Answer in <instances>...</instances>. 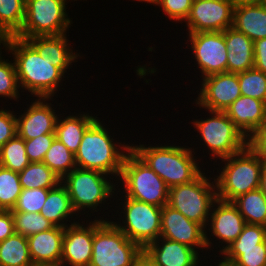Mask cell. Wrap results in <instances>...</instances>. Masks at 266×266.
Masks as SVG:
<instances>
[{
  "mask_svg": "<svg viewBox=\"0 0 266 266\" xmlns=\"http://www.w3.org/2000/svg\"><path fill=\"white\" fill-rule=\"evenodd\" d=\"M0 53V97H8L10 100L18 101L20 97V86L16 73L14 60L2 59Z\"/></svg>",
  "mask_w": 266,
  "mask_h": 266,
  "instance_id": "37",
  "label": "cell"
},
{
  "mask_svg": "<svg viewBox=\"0 0 266 266\" xmlns=\"http://www.w3.org/2000/svg\"><path fill=\"white\" fill-rule=\"evenodd\" d=\"M232 203L237 207L246 224L266 226V196L259 188L240 195Z\"/></svg>",
  "mask_w": 266,
  "mask_h": 266,
  "instance_id": "28",
  "label": "cell"
},
{
  "mask_svg": "<svg viewBox=\"0 0 266 266\" xmlns=\"http://www.w3.org/2000/svg\"><path fill=\"white\" fill-rule=\"evenodd\" d=\"M41 215L49 220L54 226L65 228L68 225L79 222L75 220L73 215L78 216L73 209L71 199L68 195L66 187L59 183L55 188L49 189L47 199L42 206ZM74 218L70 224L68 219ZM76 221V222H75Z\"/></svg>",
  "mask_w": 266,
  "mask_h": 266,
  "instance_id": "26",
  "label": "cell"
},
{
  "mask_svg": "<svg viewBox=\"0 0 266 266\" xmlns=\"http://www.w3.org/2000/svg\"><path fill=\"white\" fill-rule=\"evenodd\" d=\"M160 237L185 244L193 249L206 247L205 229L198 223L187 219L181 212L169 205L162 207Z\"/></svg>",
  "mask_w": 266,
  "mask_h": 266,
  "instance_id": "17",
  "label": "cell"
},
{
  "mask_svg": "<svg viewBox=\"0 0 266 266\" xmlns=\"http://www.w3.org/2000/svg\"><path fill=\"white\" fill-rule=\"evenodd\" d=\"M259 189L266 196V160L263 163V168H262V171H261Z\"/></svg>",
  "mask_w": 266,
  "mask_h": 266,
  "instance_id": "46",
  "label": "cell"
},
{
  "mask_svg": "<svg viewBox=\"0 0 266 266\" xmlns=\"http://www.w3.org/2000/svg\"><path fill=\"white\" fill-rule=\"evenodd\" d=\"M43 163L47 165L61 180L75 169V154H73L57 138L46 152Z\"/></svg>",
  "mask_w": 266,
  "mask_h": 266,
  "instance_id": "31",
  "label": "cell"
},
{
  "mask_svg": "<svg viewBox=\"0 0 266 266\" xmlns=\"http://www.w3.org/2000/svg\"><path fill=\"white\" fill-rule=\"evenodd\" d=\"M195 106L212 111H225L241 96L237 73H219L205 77Z\"/></svg>",
  "mask_w": 266,
  "mask_h": 266,
  "instance_id": "15",
  "label": "cell"
},
{
  "mask_svg": "<svg viewBox=\"0 0 266 266\" xmlns=\"http://www.w3.org/2000/svg\"><path fill=\"white\" fill-rule=\"evenodd\" d=\"M67 34L35 36L25 40L38 52V54L52 61L64 74L70 69L72 63L81 58L79 53L73 52L71 44L68 43ZM71 47V48H70Z\"/></svg>",
  "mask_w": 266,
  "mask_h": 266,
  "instance_id": "23",
  "label": "cell"
},
{
  "mask_svg": "<svg viewBox=\"0 0 266 266\" xmlns=\"http://www.w3.org/2000/svg\"><path fill=\"white\" fill-rule=\"evenodd\" d=\"M17 135V119L14 111L0 109V145Z\"/></svg>",
  "mask_w": 266,
  "mask_h": 266,
  "instance_id": "41",
  "label": "cell"
},
{
  "mask_svg": "<svg viewBox=\"0 0 266 266\" xmlns=\"http://www.w3.org/2000/svg\"><path fill=\"white\" fill-rule=\"evenodd\" d=\"M210 117L191 122L201 134L208 154L214 160L237 154L249 145V140L236 127L225 111L208 110Z\"/></svg>",
  "mask_w": 266,
  "mask_h": 266,
  "instance_id": "9",
  "label": "cell"
},
{
  "mask_svg": "<svg viewBox=\"0 0 266 266\" xmlns=\"http://www.w3.org/2000/svg\"><path fill=\"white\" fill-rule=\"evenodd\" d=\"M225 113L250 140L266 119V103L241 95L225 110Z\"/></svg>",
  "mask_w": 266,
  "mask_h": 266,
  "instance_id": "22",
  "label": "cell"
},
{
  "mask_svg": "<svg viewBox=\"0 0 266 266\" xmlns=\"http://www.w3.org/2000/svg\"><path fill=\"white\" fill-rule=\"evenodd\" d=\"M233 0H200L192 3L185 21L188 33L218 32L232 27Z\"/></svg>",
  "mask_w": 266,
  "mask_h": 266,
  "instance_id": "13",
  "label": "cell"
},
{
  "mask_svg": "<svg viewBox=\"0 0 266 266\" xmlns=\"http://www.w3.org/2000/svg\"><path fill=\"white\" fill-rule=\"evenodd\" d=\"M58 116L55 134L56 138L62 142L73 154L80 146V142L88 127L98 118L89 113H79L63 118ZM80 115V116H79Z\"/></svg>",
  "mask_w": 266,
  "mask_h": 266,
  "instance_id": "27",
  "label": "cell"
},
{
  "mask_svg": "<svg viewBox=\"0 0 266 266\" xmlns=\"http://www.w3.org/2000/svg\"><path fill=\"white\" fill-rule=\"evenodd\" d=\"M136 1H139V2H147V3H150V4L152 3L155 6H156V4L158 2V0H136Z\"/></svg>",
  "mask_w": 266,
  "mask_h": 266,
  "instance_id": "49",
  "label": "cell"
},
{
  "mask_svg": "<svg viewBox=\"0 0 266 266\" xmlns=\"http://www.w3.org/2000/svg\"><path fill=\"white\" fill-rule=\"evenodd\" d=\"M81 223L77 222L64 228L60 266L90 265L93 253V221L84 224L82 220Z\"/></svg>",
  "mask_w": 266,
  "mask_h": 266,
  "instance_id": "20",
  "label": "cell"
},
{
  "mask_svg": "<svg viewBox=\"0 0 266 266\" xmlns=\"http://www.w3.org/2000/svg\"><path fill=\"white\" fill-rule=\"evenodd\" d=\"M221 258L223 259L222 260L220 259L218 265L216 266H239L236 262L228 260L224 256Z\"/></svg>",
  "mask_w": 266,
  "mask_h": 266,
  "instance_id": "47",
  "label": "cell"
},
{
  "mask_svg": "<svg viewBox=\"0 0 266 266\" xmlns=\"http://www.w3.org/2000/svg\"><path fill=\"white\" fill-rule=\"evenodd\" d=\"M254 68L266 73V38L254 42Z\"/></svg>",
  "mask_w": 266,
  "mask_h": 266,
  "instance_id": "43",
  "label": "cell"
},
{
  "mask_svg": "<svg viewBox=\"0 0 266 266\" xmlns=\"http://www.w3.org/2000/svg\"><path fill=\"white\" fill-rule=\"evenodd\" d=\"M14 233V220L11 210H0V242Z\"/></svg>",
  "mask_w": 266,
  "mask_h": 266,
  "instance_id": "42",
  "label": "cell"
},
{
  "mask_svg": "<svg viewBox=\"0 0 266 266\" xmlns=\"http://www.w3.org/2000/svg\"><path fill=\"white\" fill-rule=\"evenodd\" d=\"M123 197L124 202H120L123 204H119V206L123 205L119 207L122 209L120 214L122 213L124 216L119 214V217L123 222H112L129 240L144 249L160 237L162 207L137 201L127 196Z\"/></svg>",
  "mask_w": 266,
  "mask_h": 266,
  "instance_id": "10",
  "label": "cell"
},
{
  "mask_svg": "<svg viewBox=\"0 0 266 266\" xmlns=\"http://www.w3.org/2000/svg\"><path fill=\"white\" fill-rule=\"evenodd\" d=\"M14 231L24 237L47 231L54 225L43 215L37 212H12Z\"/></svg>",
  "mask_w": 266,
  "mask_h": 266,
  "instance_id": "35",
  "label": "cell"
},
{
  "mask_svg": "<svg viewBox=\"0 0 266 266\" xmlns=\"http://www.w3.org/2000/svg\"><path fill=\"white\" fill-rule=\"evenodd\" d=\"M131 145V150L145 162L168 188L195 180L202 172L192 147Z\"/></svg>",
  "mask_w": 266,
  "mask_h": 266,
  "instance_id": "3",
  "label": "cell"
},
{
  "mask_svg": "<svg viewBox=\"0 0 266 266\" xmlns=\"http://www.w3.org/2000/svg\"><path fill=\"white\" fill-rule=\"evenodd\" d=\"M199 258L198 250L163 237L143 249L145 266H198L202 263Z\"/></svg>",
  "mask_w": 266,
  "mask_h": 266,
  "instance_id": "18",
  "label": "cell"
},
{
  "mask_svg": "<svg viewBox=\"0 0 266 266\" xmlns=\"http://www.w3.org/2000/svg\"><path fill=\"white\" fill-rule=\"evenodd\" d=\"M26 0H0V23L12 35L16 36L25 20Z\"/></svg>",
  "mask_w": 266,
  "mask_h": 266,
  "instance_id": "33",
  "label": "cell"
},
{
  "mask_svg": "<svg viewBox=\"0 0 266 266\" xmlns=\"http://www.w3.org/2000/svg\"><path fill=\"white\" fill-rule=\"evenodd\" d=\"M56 134H45L25 140L26 155L30 162H43L46 152L51 147Z\"/></svg>",
  "mask_w": 266,
  "mask_h": 266,
  "instance_id": "39",
  "label": "cell"
},
{
  "mask_svg": "<svg viewBox=\"0 0 266 266\" xmlns=\"http://www.w3.org/2000/svg\"><path fill=\"white\" fill-rule=\"evenodd\" d=\"M30 163L26 155L25 140L18 135L1 146L0 166L21 172Z\"/></svg>",
  "mask_w": 266,
  "mask_h": 266,
  "instance_id": "32",
  "label": "cell"
},
{
  "mask_svg": "<svg viewBox=\"0 0 266 266\" xmlns=\"http://www.w3.org/2000/svg\"><path fill=\"white\" fill-rule=\"evenodd\" d=\"M49 99V100H48ZM52 98L38 97L31 102L27 110L16 114L17 135L24 140H30L40 135L55 134L58 114L52 107ZM48 101V102H47Z\"/></svg>",
  "mask_w": 266,
  "mask_h": 266,
  "instance_id": "19",
  "label": "cell"
},
{
  "mask_svg": "<svg viewBox=\"0 0 266 266\" xmlns=\"http://www.w3.org/2000/svg\"><path fill=\"white\" fill-rule=\"evenodd\" d=\"M213 180L214 183L210 182L209 177L202 172L192 182L169 188L167 205L206 229L212 206L218 199Z\"/></svg>",
  "mask_w": 266,
  "mask_h": 266,
  "instance_id": "8",
  "label": "cell"
},
{
  "mask_svg": "<svg viewBox=\"0 0 266 266\" xmlns=\"http://www.w3.org/2000/svg\"><path fill=\"white\" fill-rule=\"evenodd\" d=\"M236 4L262 3L263 0H233Z\"/></svg>",
  "mask_w": 266,
  "mask_h": 266,
  "instance_id": "48",
  "label": "cell"
},
{
  "mask_svg": "<svg viewBox=\"0 0 266 266\" xmlns=\"http://www.w3.org/2000/svg\"><path fill=\"white\" fill-rule=\"evenodd\" d=\"M67 0H26L25 20L16 37L66 34L72 20L66 12Z\"/></svg>",
  "mask_w": 266,
  "mask_h": 266,
  "instance_id": "11",
  "label": "cell"
},
{
  "mask_svg": "<svg viewBox=\"0 0 266 266\" xmlns=\"http://www.w3.org/2000/svg\"><path fill=\"white\" fill-rule=\"evenodd\" d=\"M232 27L253 42L266 38V5L263 3L236 4Z\"/></svg>",
  "mask_w": 266,
  "mask_h": 266,
  "instance_id": "25",
  "label": "cell"
},
{
  "mask_svg": "<svg viewBox=\"0 0 266 266\" xmlns=\"http://www.w3.org/2000/svg\"><path fill=\"white\" fill-rule=\"evenodd\" d=\"M64 228H53L27 237L29 255L34 266H60Z\"/></svg>",
  "mask_w": 266,
  "mask_h": 266,
  "instance_id": "21",
  "label": "cell"
},
{
  "mask_svg": "<svg viewBox=\"0 0 266 266\" xmlns=\"http://www.w3.org/2000/svg\"><path fill=\"white\" fill-rule=\"evenodd\" d=\"M187 34L191 43V54H193L192 57H195L202 79L227 72L228 51L224 40V31Z\"/></svg>",
  "mask_w": 266,
  "mask_h": 266,
  "instance_id": "12",
  "label": "cell"
},
{
  "mask_svg": "<svg viewBox=\"0 0 266 266\" xmlns=\"http://www.w3.org/2000/svg\"><path fill=\"white\" fill-rule=\"evenodd\" d=\"M224 40L228 73H240L254 67V42L249 37L230 27L224 30Z\"/></svg>",
  "mask_w": 266,
  "mask_h": 266,
  "instance_id": "24",
  "label": "cell"
},
{
  "mask_svg": "<svg viewBox=\"0 0 266 266\" xmlns=\"http://www.w3.org/2000/svg\"><path fill=\"white\" fill-rule=\"evenodd\" d=\"M249 145L260 152L266 160V119L257 132L250 138Z\"/></svg>",
  "mask_w": 266,
  "mask_h": 266,
  "instance_id": "44",
  "label": "cell"
},
{
  "mask_svg": "<svg viewBox=\"0 0 266 266\" xmlns=\"http://www.w3.org/2000/svg\"><path fill=\"white\" fill-rule=\"evenodd\" d=\"M120 180V181H119ZM123 189L122 196H127L137 201L163 207L168 202V190L165 182L132 150L123 161L120 177L118 179Z\"/></svg>",
  "mask_w": 266,
  "mask_h": 266,
  "instance_id": "6",
  "label": "cell"
},
{
  "mask_svg": "<svg viewBox=\"0 0 266 266\" xmlns=\"http://www.w3.org/2000/svg\"><path fill=\"white\" fill-rule=\"evenodd\" d=\"M224 167L215 175L217 198L232 202L240 195L258 189L264 156L250 145L237 154L221 159Z\"/></svg>",
  "mask_w": 266,
  "mask_h": 266,
  "instance_id": "4",
  "label": "cell"
},
{
  "mask_svg": "<svg viewBox=\"0 0 266 266\" xmlns=\"http://www.w3.org/2000/svg\"><path fill=\"white\" fill-rule=\"evenodd\" d=\"M21 191L19 172L0 166V210H12Z\"/></svg>",
  "mask_w": 266,
  "mask_h": 266,
  "instance_id": "34",
  "label": "cell"
},
{
  "mask_svg": "<svg viewBox=\"0 0 266 266\" xmlns=\"http://www.w3.org/2000/svg\"><path fill=\"white\" fill-rule=\"evenodd\" d=\"M5 50L14 56L20 89L37 98H53L66 74L41 57L25 39L13 36Z\"/></svg>",
  "mask_w": 266,
  "mask_h": 266,
  "instance_id": "1",
  "label": "cell"
},
{
  "mask_svg": "<svg viewBox=\"0 0 266 266\" xmlns=\"http://www.w3.org/2000/svg\"><path fill=\"white\" fill-rule=\"evenodd\" d=\"M12 38L13 36L0 23V48H2L3 45V48L6 49Z\"/></svg>",
  "mask_w": 266,
  "mask_h": 266,
  "instance_id": "45",
  "label": "cell"
},
{
  "mask_svg": "<svg viewBox=\"0 0 266 266\" xmlns=\"http://www.w3.org/2000/svg\"><path fill=\"white\" fill-rule=\"evenodd\" d=\"M19 180L22 189H53L61 179L43 162H31L21 172Z\"/></svg>",
  "mask_w": 266,
  "mask_h": 266,
  "instance_id": "30",
  "label": "cell"
},
{
  "mask_svg": "<svg viewBox=\"0 0 266 266\" xmlns=\"http://www.w3.org/2000/svg\"><path fill=\"white\" fill-rule=\"evenodd\" d=\"M111 137L108 129L97 118L84 133L75 153L76 166L103 172L112 178H117L115 181H118L124 158L131 150V145L117 141L114 143Z\"/></svg>",
  "mask_w": 266,
  "mask_h": 266,
  "instance_id": "2",
  "label": "cell"
},
{
  "mask_svg": "<svg viewBox=\"0 0 266 266\" xmlns=\"http://www.w3.org/2000/svg\"><path fill=\"white\" fill-rule=\"evenodd\" d=\"M245 225L246 222L243 216L239 213L237 207L232 202L217 199L212 206L209 216L207 227H210L205 230V243L207 247L206 253L208 249L213 247V243L211 242L213 240H210L212 239L211 236L213 239L215 237L219 240V242L215 244L221 243V246H223L220 247L218 244V247L220 248L219 253L221 254L237 239ZM207 232H209L210 238L207 236ZM224 243L226 246L222 245Z\"/></svg>",
  "mask_w": 266,
  "mask_h": 266,
  "instance_id": "14",
  "label": "cell"
},
{
  "mask_svg": "<svg viewBox=\"0 0 266 266\" xmlns=\"http://www.w3.org/2000/svg\"><path fill=\"white\" fill-rule=\"evenodd\" d=\"M111 179L113 180L111 176L103 172L76 167L61 180V183L67 189L77 215H83L81 211L89 209L86 211L88 215L90 210L98 212L102 204L105 205V202L115 195L118 184L111 182Z\"/></svg>",
  "mask_w": 266,
  "mask_h": 266,
  "instance_id": "7",
  "label": "cell"
},
{
  "mask_svg": "<svg viewBox=\"0 0 266 266\" xmlns=\"http://www.w3.org/2000/svg\"><path fill=\"white\" fill-rule=\"evenodd\" d=\"M104 217L93 220V253L89 266H141L143 249Z\"/></svg>",
  "mask_w": 266,
  "mask_h": 266,
  "instance_id": "5",
  "label": "cell"
},
{
  "mask_svg": "<svg viewBox=\"0 0 266 266\" xmlns=\"http://www.w3.org/2000/svg\"><path fill=\"white\" fill-rule=\"evenodd\" d=\"M241 95L266 103V73L256 68L237 73Z\"/></svg>",
  "mask_w": 266,
  "mask_h": 266,
  "instance_id": "36",
  "label": "cell"
},
{
  "mask_svg": "<svg viewBox=\"0 0 266 266\" xmlns=\"http://www.w3.org/2000/svg\"><path fill=\"white\" fill-rule=\"evenodd\" d=\"M48 191L49 189L44 188L22 189L11 212L40 213L47 199Z\"/></svg>",
  "mask_w": 266,
  "mask_h": 266,
  "instance_id": "38",
  "label": "cell"
},
{
  "mask_svg": "<svg viewBox=\"0 0 266 266\" xmlns=\"http://www.w3.org/2000/svg\"><path fill=\"white\" fill-rule=\"evenodd\" d=\"M0 266H34L27 237L14 233L0 242Z\"/></svg>",
  "mask_w": 266,
  "mask_h": 266,
  "instance_id": "29",
  "label": "cell"
},
{
  "mask_svg": "<svg viewBox=\"0 0 266 266\" xmlns=\"http://www.w3.org/2000/svg\"><path fill=\"white\" fill-rule=\"evenodd\" d=\"M221 255L239 266H266L265 226L246 224Z\"/></svg>",
  "mask_w": 266,
  "mask_h": 266,
  "instance_id": "16",
  "label": "cell"
},
{
  "mask_svg": "<svg viewBox=\"0 0 266 266\" xmlns=\"http://www.w3.org/2000/svg\"><path fill=\"white\" fill-rule=\"evenodd\" d=\"M192 3L191 0H158L156 6H160L169 19L182 24L190 14Z\"/></svg>",
  "mask_w": 266,
  "mask_h": 266,
  "instance_id": "40",
  "label": "cell"
}]
</instances>
